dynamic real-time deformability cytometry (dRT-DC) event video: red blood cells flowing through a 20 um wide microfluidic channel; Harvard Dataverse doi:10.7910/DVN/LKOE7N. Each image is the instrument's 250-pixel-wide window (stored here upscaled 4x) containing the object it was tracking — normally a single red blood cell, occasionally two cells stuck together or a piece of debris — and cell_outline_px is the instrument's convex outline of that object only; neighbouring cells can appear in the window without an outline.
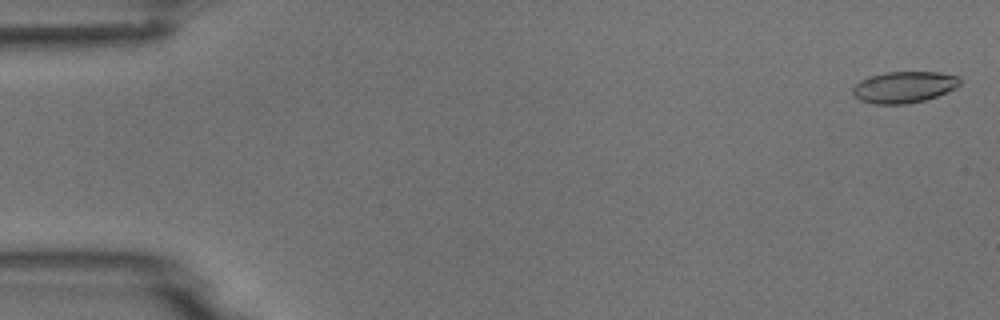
{"species": "common noctule bat (a hibernating species)", "species_latin": "Nyctalus noctula", "temperature_condition": "room temperature", "stored_images_in_passage": 5, "camera_frame_rate_fps": 3000, "um_per_image_px": 0.085, "animal": {"sex": "male", "body_mass_g": 18.8}, "frame": {"image": 1, "passage_image": 1, "time_ms": 0.0, "image_size_px": [1000, 320], "cell_outline_px": [[960, 84], [956, 88], [936, 96], [924, 100], [904, 104], [872, 104], [860, 100], [852, 92], [852, 88], [860, 80], [868, 76], [884, 72], [940, 72], [960, 76]], "centroid_in_image_um": [76.84, 7.39], "position_along_channel_um": 8.2, "area_um2": 19.71}}
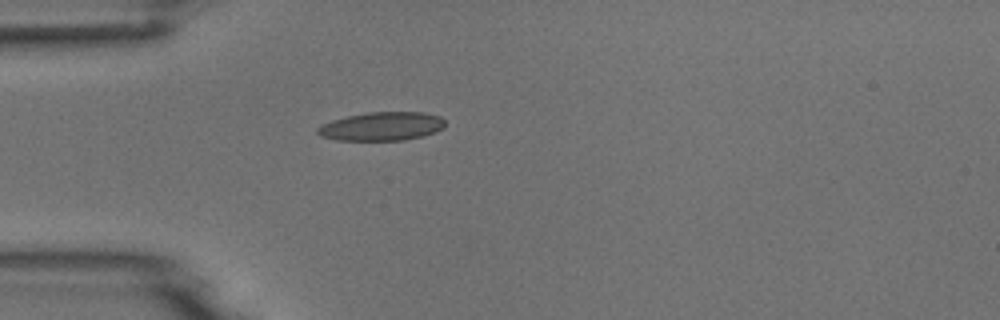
{"frame": {"image": 2, "passage_image": 5, "time_ms": 4.667, "image_size_px": [1000, 320], "cell_outline_px": [[444, 128], [436, 132], [424, 136], [404, 140], [336, 140], [320, 136], [316, 132], [316, 128], [320, 124], [332, 120], [348, 116], [368, 112], [424, 112], [440, 116], [444, 120]], "centroid_in_image_um": [32.44, 10.74], "position_along_channel_um": 52.6, "area_um2": 21.44}}